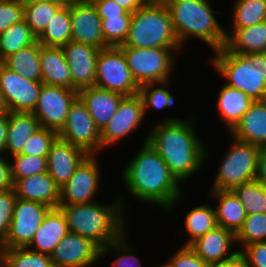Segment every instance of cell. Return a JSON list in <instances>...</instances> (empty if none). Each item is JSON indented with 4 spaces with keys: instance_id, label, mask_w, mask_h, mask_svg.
I'll return each instance as SVG.
<instances>
[{
    "instance_id": "6da1fadb",
    "label": "cell",
    "mask_w": 266,
    "mask_h": 267,
    "mask_svg": "<svg viewBox=\"0 0 266 267\" xmlns=\"http://www.w3.org/2000/svg\"><path fill=\"white\" fill-rule=\"evenodd\" d=\"M164 118L155 121L145 139L182 185L205 167L210 156L204 141L198 137L193 114L184 120L176 116Z\"/></svg>"
},
{
    "instance_id": "7a4b0ae2",
    "label": "cell",
    "mask_w": 266,
    "mask_h": 267,
    "mask_svg": "<svg viewBox=\"0 0 266 267\" xmlns=\"http://www.w3.org/2000/svg\"><path fill=\"white\" fill-rule=\"evenodd\" d=\"M146 141L144 138L141 148L123 167V187L139 203H149L150 206L171 213L183 199V186L171 174L158 152Z\"/></svg>"
},
{
    "instance_id": "3957f363",
    "label": "cell",
    "mask_w": 266,
    "mask_h": 267,
    "mask_svg": "<svg viewBox=\"0 0 266 267\" xmlns=\"http://www.w3.org/2000/svg\"><path fill=\"white\" fill-rule=\"evenodd\" d=\"M123 197V198H122ZM94 201L59 205L65 215L69 232L90 239L100 249L117 240L128 227L126 199L119 195L109 204Z\"/></svg>"
},
{
    "instance_id": "277c9868",
    "label": "cell",
    "mask_w": 266,
    "mask_h": 267,
    "mask_svg": "<svg viewBox=\"0 0 266 267\" xmlns=\"http://www.w3.org/2000/svg\"><path fill=\"white\" fill-rule=\"evenodd\" d=\"M166 4L179 43L196 38L212 51L226 44V32L214 15L209 0H163Z\"/></svg>"
},
{
    "instance_id": "5b68a950",
    "label": "cell",
    "mask_w": 266,
    "mask_h": 267,
    "mask_svg": "<svg viewBox=\"0 0 266 267\" xmlns=\"http://www.w3.org/2000/svg\"><path fill=\"white\" fill-rule=\"evenodd\" d=\"M120 46L135 48L182 47L163 0H152L133 13L128 35Z\"/></svg>"
},
{
    "instance_id": "8992f818",
    "label": "cell",
    "mask_w": 266,
    "mask_h": 267,
    "mask_svg": "<svg viewBox=\"0 0 266 267\" xmlns=\"http://www.w3.org/2000/svg\"><path fill=\"white\" fill-rule=\"evenodd\" d=\"M134 80L139 86L170 81L176 68L177 54L183 47L135 48L120 46ZM176 56V57H175ZM175 67V68H174Z\"/></svg>"
},
{
    "instance_id": "52a82bcc",
    "label": "cell",
    "mask_w": 266,
    "mask_h": 267,
    "mask_svg": "<svg viewBox=\"0 0 266 267\" xmlns=\"http://www.w3.org/2000/svg\"><path fill=\"white\" fill-rule=\"evenodd\" d=\"M231 144L219 162L218 171L208 190H232L257 178L260 147L230 136Z\"/></svg>"
},
{
    "instance_id": "ba28073f",
    "label": "cell",
    "mask_w": 266,
    "mask_h": 267,
    "mask_svg": "<svg viewBox=\"0 0 266 267\" xmlns=\"http://www.w3.org/2000/svg\"><path fill=\"white\" fill-rule=\"evenodd\" d=\"M213 52L214 57H209L210 68L226 79L224 84L241 90L254 101L266 100L265 77L259 69L251 66L241 55L231 53L224 47Z\"/></svg>"
},
{
    "instance_id": "9c48e42d",
    "label": "cell",
    "mask_w": 266,
    "mask_h": 267,
    "mask_svg": "<svg viewBox=\"0 0 266 267\" xmlns=\"http://www.w3.org/2000/svg\"><path fill=\"white\" fill-rule=\"evenodd\" d=\"M95 86L124 96L139 93L140 86L134 80L120 46H109L99 51Z\"/></svg>"
},
{
    "instance_id": "30bf717a",
    "label": "cell",
    "mask_w": 266,
    "mask_h": 267,
    "mask_svg": "<svg viewBox=\"0 0 266 267\" xmlns=\"http://www.w3.org/2000/svg\"><path fill=\"white\" fill-rule=\"evenodd\" d=\"M58 138L84 149L89 155L102 153L100 130L79 97L70 105L66 123L58 132Z\"/></svg>"
},
{
    "instance_id": "8fae6325",
    "label": "cell",
    "mask_w": 266,
    "mask_h": 267,
    "mask_svg": "<svg viewBox=\"0 0 266 267\" xmlns=\"http://www.w3.org/2000/svg\"><path fill=\"white\" fill-rule=\"evenodd\" d=\"M144 118L146 116L140 95L124 96L111 120L100 131L101 151L128 139L144 124Z\"/></svg>"
},
{
    "instance_id": "7c38bea8",
    "label": "cell",
    "mask_w": 266,
    "mask_h": 267,
    "mask_svg": "<svg viewBox=\"0 0 266 267\" xmlns=\"http://www.w3.org/2000/svg\"><path fill=\"white\" fill-rule=\"evenodd\" d=\"M50 209L44 204L17 198L9 231L0 248L27 247Z\"/></svg>"
},
{
    "instance_id": "4fadbf2b",
    "label": "cell",
    "mask_w": 266,
    "mask_h": 267,
    "mask_svg": "<svg viewBox=\"0 0 266 267\" xmlns=\"http://www.w3.org/2000/svg\"><path fill=\"white\" fill-rule=\"evenodd\" d=\"M99 155H89L76 169L67 183L60 189L59 205H73L96 201L99 194L101 168Z\"/></svg>"
},
{
    "instance_id": "5bb4252c",
    "label": "cell",
    "mask_w": 266,
    "mask_h": 267,
    "mask_svg": "<svg viewBox=\"0 0 266 267\" xmlns=\"http://www.w3.org/2000/svg\"><path fill=\"white\" fill-rule=\"evenodd\" d=\"M77 97L76 90L43 83L32 113L41 127L59 132L66 123L70 105Z\"/></svg>"
},
{
    "instance_id": "9a60e30c",
    "label": "cell",
    "mask_w": 266,
    "mask_h": 267,
    "mask_svg": "<svg viewBox=\"0 0 266 267\" xmlns=\"http://www.w3.org/2000/svg\"><path fill=\"white\" fill-rule=\"evenodd\" d=\"M42 85V81L26 79L0 62V90L8 112H33Z\"/></svg>"
},
{
    "instance_id": "2e32d148",
    "label": "cell",
    "mask_w": 266,
    "mask_h": 267,
    "mask_svg": "<svg viewBox=\"0 0 266 267\" xmlns=\"http://www.w3.org/2000/svg\"><path fill=\"white\" fill-rule=\"evenodd\" d=\"M50 259L54 267H93L101 259V249L90 239L69 232L50 254Z\"/></svg>"
},
{
    "instance_id": "e0dca14e",
    "label": "cell",
    "mask_w": 266,
    "mask_h": 267,
    "mask_svg": "<svg viewBox=\"0 0 266 267\" xmlns=\"http://www.w3.org/2000/svg\"><path fill=\"white\" fill-rule=\"evenodd\" d=\"M72 41L98 49L109 47L105 42L101 18L91 1L70 0Z\"/></svg>"
},
{
    "instance_id": "ac0fdd59",
    "label": "cell",
    "mask_w": 266,
    "mask_h": 267,
    "mask_svg": "<svg viewBox=\"0 0 266 267\" xmlns=\"http://www.w3.org/2000/svg\"><path fill=\"white\" fill-rule=\"evenodd\" d=\"M61 48L71 71L73 90L95 86L96 63L101 49L72 40Z\"/></svg>"
},
{
    "instance_id": "d6986e66",
    "label": "cell",
    "mask_w": 266,
    "mask_h": 267,
    "mask_svg": "<svg viewBox=\"0 0 266 267\" xmlns=\"http://www.w3.org/2000/svg\"><path fill=\"white\" fill-rule=\"evenodd\" d=\"M88 156L84 149L57 138L46 157L47 172L61 189Z\"/></svg>"
},
{
    "instance_id": "ffe728a7",
    "label": "cell",
    "mask_w": 266,
    "mask_h": 267,
    "mask_svg": "<svg viewBox=\"0 0 266 267\" xmlns=\"http://www.w3.org/2000/svg\"><path fill=\"white\" fill-rule=\"evenodd\" d=\"M235 245H237L236 235L221 226H216L189 246L209 265L226 261L238 254L239 250Z\"/></svg>"
},
{
    "instance_id": "44dd1931",
    "label": "cell",
    "mask_w": 266,
    "mask_h": 267,
    "mask_svg": "<svg viewBox=\"0 0 266 267\" xmlns=\"http://www.w3.org/2000/svg\"><path fill=\"white\" fill-rule=\"evenodd\" d=\"M13 190L17 198L59 208L60 187L48 172L13 180Z\"/></svg>"
},
{
    "instance_id": "7402d4cb",
    "label": "cell",
    "mask_w": 266,
    "mask_h": 267,
    "mask_svg": "<svg viewBox=\"0 0 266 267\" xmlns=\"http://www.w3.org/2000/svg\"><path fill=\"white\" fill-rule=\"evenodd\" d=\"M78 97L86 105L96 126L101 131L115 114L124 95L91 86L79 90Z\"/></svg>"
},
{
    "instance_id": "603a6c76",
    "label": "cell",
    "mask_w": 266,
    "mask_h": 267,
    "mask_svg": "<svg viewBox=\"0 0 266 267\" xmlns=\"http://www.w3.org/2000/svg\"><path fill=\"white\" fill-rule=\"evenodd\" d=\"M68 233L69 229L64 213L60 208H52L45 215L27 247L33 251L50 255Z\"/></svg>"
},
{
    "instance_id": "cb8c5ba5",
    "label": "cell",
    "mask_w": 266,
    "mask_h": 267,
    "mask_svg": "<svg viewBox=\"0 0 266 267\" xmlns=\"http://www.w3.org/2000/svg\"><path fill=\"white\" fill-rule=\"evenodd\" d=\"M229 135L260 148L266 147V100L254 101Z\"/></svg>"
},
{
    "instance_id": "d4e9b609",
    "label": "cell",
    "mask_w": 266,
    "mask_h": 267,
    "mask_svg": "<svg viewBox=\"0 0 266 267\" xmlns=\"http://www.w3.org/2000/svg\"><path fill=\"white\" fill-rule=\"evenodd\" d=\"M208 193V197L217 202L214 206L217 225L236 235L247 216L244 206L232 190H209Z\"/></svg>"
},
{
    "instance_id": "484cf974",
    "label": "cell",
    "mask_w": 266,
    "mask_h": 267,
    "mask_svg": "<svg viewBox=\"0 0 266 267\" xmlns=\"http://www.w3.org/2000/svg\"><path fill=\"white\" fill-rule=\"evenodd\" d=\"M39 58L44 84L73 90L71 71L61 47H46L40 44Z\"/></svg>"
},
{
    "instance_id": "4316f807",
    "label": "cell",
    "mask_w": 266,
    "mask_h": 267,
    "mask_svg": "<svg viewBox=\"0 0 266 267\" xmlns=\"http://www.w3.org/2000/svg\"><path fill=\"white\" fill-rule=\"evenodd\" d=\"M219 90L216 97V111H218L221 123L223 122L230 132L249 110L254 100L241 90L231 88L226 84H223Z\"/></svg>"
},
{
    "instance_id": "83f0119b",
    "label": "cell",
    "mask_w": 266,
    "mask_h": 267,
    "mask_svg": "<svg viewBox=\"0 0 266 267\" xmlns=\"http://www.w3.org/2000/svg\"><path fill=\"white\" fill-rule=\"evenodd\" d=\"M226 44L224 48L234 54H251L266 52V21L253 26L225 29Z\"/></svg>"
},
{
    "instance_id": "f1b7e54d",
    "label": "cell",
    "mask_w": 266,
    "mask_h": 267,
    "mask_svg": "<svg viewBox=\"0 0 266 267\" xmlns=\"http://www.w3.org/2000/svg\"><path fill=\"white\" fill-rule=\"evenodd\" d=\"M40 127L32 112H8V132L5 156L19 154L27 140ZM9 154V155H8Z\"/></svg>"
},
{
    "instance_id": "f546056e",
    "label": "cell",
    "mask_w": 266,
    "mask_h": 267,
    "mask_svg": "<svg viewBox=\"0 0 266 267\" xmlns=\"http://www.w3.org/2000/svg\"><path fill=\"white\" fill-rule=\"evenodd\" d=\"M70 0L54 14L37 41L46 47H62L72 40Z\"/></svg>"
},
{
    "instance_id": "4dcf8cb0",
    "label": "cell",
    "mask_w": 266,
    "mask_h": 267,
    "mask_svg": "<svg viewBox=\"0 0 266 267\" xmlns=\"http://www.w3.org/2000/svg\"><path fill=\"white\" fill-rule=\"evenodd\" d=\"M39 54L40 43L36 41L34 44L9 55L2 63L26 79L42 81Z\"/></svg>"
},
{
    "instance_id": "1f68e13d",
    "label": "cell",
    "mask_w": 266,
    "mask_h": 267,
    "mask_svg": "<svg viewBox=\"0 0 266 267\" xmlns=\"http://www.w3.org/2000/svg\"><path fill=\"white\" fill-rule=\"evenodd\" d=\"M217 225L216 212L209 203L196 205L186 214L184 227L189 237L182 246H189L197 238L205 235Z\"/></svg>"
},
{
    "instance_id": "d6a6232c",
    "label": "cell",
    "mask_w": 266,
    "mask_h": 267,
    "mask_svg": "<svg viewBox=\"0 0 266 267\" xmlns=\"http://www.w3.org/2000/svg\"><path fill=\"white\" fill-rule=\"evenodd\" d=\"M232 4V25L226 29L245 28L266 21V0H234Z\"/></svg>"
},
{
    "instance_id": "836d02e7",
    "label": "cell",
    "mask_w": 266,
    "mask_h": 267,
    "mask_svg": "<svg viewBox=\"0 0 266 267\" xmlns=\"http://www.w3.org/2000/svg\"><path fill=\"white\" fill-rule=\"evenodd\" d=\"M37 41L29 25L23 19L14 23L0 34V62L18 50L28 47Z\"/></svg>"
},
{
    "instance_id": "e575fe53",
    "label": "cell",
    "mask_w": 266,
    "mask_h": 267,
    "mask_svg": "<svg viewBox=\"0 0 266 267\" xmlns=\"http://www.w3.org/2000/svg\"><path fill=\"white\" fill-rule=\"evenodd\" d=\"M232 191L244 206L247 215L266 213V186L257 179L237 185Z\"/></svg>"
},
{
    "instance_id": "d590c367",
    "label": "cell",
    "mask_w": 266,
    "mask_h": 267,
    "mask_svg": "<svg viewBox=\"0 0 266 267\" xmlns=\"http://www.w3.org/2000/svg\"><path fill=\"white\" fill-rule=\"evenodd\" d=\"M172 82L173 81L171 79L166 82L147 83L140 86L138 94L143 101L145 116L148 114L147 112L150 108L155 110H166L167 108L169 109L171 106L175 105L174 103H176V98L173 96V92L171 93L168 90Z\"/></svg>"
},
{
    "instance_id": "8d00e7d4",
    "label": "cell",
    "mask_w": 266,
    "mask_h": 267,
    "mask_svg": "<svg viewBox=\"0 0 266 267\" xmlns=\"http://www.w3.org/2000/svg\"><path fill=\"white\" fill-rule=\"evenodd\" d=\"M2 267H54L50 255L28 247L1 249Z\"/></svg>"
},
{
    "instance_id": "74e56055",
    "label": "cell",
    "mask_w": 266,
    "mask_h": 267,
    "mask_svg": "<svg viewBox=\"0 0 266 267\" xmlns=\"http://www.w3.org/2000/svg\"><path fill=\"white\" fill-rule=\"evenodd\" d=\"M63 4L66 3L34 2L24 4V20L36 37L44 31L54 14Z\"/></svg>"
},
{
    "instance_id": "f35d334b",
    "label": "cell",
    "mask_w": 266,
    "mask_h": 267,
    "mask_svg": "<svg viewBox=\"0 0 266 267\" xmlns=\"http://www.w3.org/2000/svg\"><path fill=\"white\" fill-rule=\"evenodd\" d=\"M127 233L126 230L117 240L101 249V259L109 252L115 253L116 259L112 261L110 267H143L141 259L135 255L136 248L128 241Z\"/></svg>"
},
{
    "instance_id": "ab89813d",
    "label": "cell",
    "mask_w": 266,
    "mask_h": 267,
    "mask_svg": "<svg viewBox=\"0 0 266 267\" xmlns=\"http://www.w3.org/2000/svg\"><path fill=\"white\" fill-rule=\"evenodd\" d=\"M261 241H266V213L247 215L243 226L236 234L237 249L240 251L251 243Z\"/></svg>"
},
{
    "instance_id": "60d3db41",
    "label": "cell",
    "mask_w": 266,
    "mask_h": 267,
    "mask_svg": "<svg viewBox=\"0 0 266 267\" xmlns=\"http://www.w3.org/2000/svg\"><path fill=\"white\" fill-rule=\"evenodd\" d=\"M9 161L13 180L47 172L46 157L16 154L9 157Z\"/></svg>"
},
{
    "instance_id": "b9f144b4",
    "label": "cell",
    "mask_w": 266,
    "mask_h": 267,
    "mask_svg": "<svg viewBox=\"0 0 266 267\" xmlns=\"http://www.w3.org/2000/svg\"><path fill=\"white\" fill-rule=\"evenodd\" d=\"M58 138V132L49 128L39 127L29 137L19 154L47 157L51 145Z\"/></svg>"
},
{
    "instance_id": "7bdbcfd3",
    "label": "cell",
    "mask_w": 266,
    "mask_h": 267,
    "mask_svg": "<svg viewBox=\"0 0 266 267\" xmlns=\"http://www.w3.org/2000/svg\"><path fill=\"white\" fill-rule=\"evenodd\" d=\"M132 17H108L101 20L105 42L109 46H120L127 38Z\"/></svg>"
},
{
    "instance_id": "ee69618b",
    "label": "cell",
    "mask_w": 266,
    "mask_h": 267,
    "mask_svg": "<svg viewBox=\"0 0 266 267\" xmlns=\"http://www.w3.org/2000/svg\"><path fill=\"white\" fill-rule=\"evenodd\" d=\"M23 19L24 3L21 0H0V34Z\"/></svg>"
},
{
    "instance_id": "f6af8a7d",
    "label": "cell",
    "mask_w": 266,
    "mask_h": 267,
    "mask_svg": "<svg viewBox=\"0 0 266 267\" xmlns=\"http://www.w3.org/2000/svg\"><path fill=\"white\" fill-rule=\"evenodd\" d=\"M16 199L13 189L0 192V244L9 231Z\"/></svg>"
},
{
    "instance_id": "bcb514c9",
    "label": "cell",
    "mask_w": 266,
    "mask_h": 267,
    "mask_svg": "<svg viewBox=\"0 0 266 267\" xmlns=\"http://www.w3.org/2000/svg\"><path fill=\"white\" fill-rule=\"evenodd\" d=\"M176 250L167 260L171 267H209L190 246H181Z\"/></svg>"
},
{
    "instance_id": "7dc6e473",
    "label": "cell",
    "mask_w": 266,
    "mask_h": 267,
    "mask_svg": "<svg viewBox=\"0 0 266 267\" xmlns=\"http://www.w3.org/2000/svg\"><path fill=\"white\" fill-rule=\"evenodd\" d=\"M239 253L248 267H266V241L251 243Z\"/></svg>"
},
{
    "instance_id": "c3c4849f",
    "label": "cell",
    "mask_w": 266,
    "mask_h": 267,
    "mask_svg": "<svg viewBox=\"0 0 266 267\" xmlns=\"http://www.w3.org/2000/svg\"><path fill=\"white\" fill-rule=\"evenodd\" d=\"M101 20L108 17H132L133 14L125 10L113 0H92Z\"/></svg>"
},
{
    "instance_id": "681fc988",
    "label": "cell",
    "mask_w": 266,
    "mask_h": 267,
    "mask_svg": "<svg viewBox=\"0 0 266 267\" xmlns=\"http://www.w3.org/2000/svg\"><path fill=\"white\" fill-rule=\"evenodd\" d=\"M13 189V179L9 158L0 155V192Z\"/></svg>"
},
{
    "instance_id": "f907efd6",
    "label": "cell",
    "mask_w": 266,
    "mask_h": 267,
    "mask_svg": "<svg viewBox=\"0 0 266 267\" xmlns=\"http://www.w3.org/2000/svg\"><path fill=\"white\" fill-rule=\"evenodd\" d=\"M241 56L253 67L259 69L266 82V52L264 53H251L241 54Z\"/></svg>"
},
{
    "instance_id": "816d5d0a",
    "label": "cell",
    "mask_w": 266,
    "mask_h": 267,
    "mask_svg": "<svg viewBox=\"0 0 266 267\" xmlns=\"http://www.w3.org/2000/svg\"><path fill=\"white\" fill-rule=\"evenodd\" d=\"M256 179L266 186V147L261 148L259 152Z\"/></svg>"
},
{
    "instance_id": "f5cc1de1",
    "label": "cell",
    "mask_w": 266,
    "mask_h": 267,
    "mask_svg": "<svg viewBox=\"0 0 266 267\" xmlns=\"http://www.w3.org/2000/svg\"><path fill=\"white\" fill-rule=\"evenodd\" d=\"M209 267H248L244 261V258L240 253L236 254L231 259L222 261L219 263H211Z\"/></svg>"
},
{
    "instance_id": "db71d44e",
    "label": "cell",
    "mask_w": 266,
    "mask_h": 267,
    "mask_svg": "<svg viewBox=\"0 0 266 267\" xmlns=\"http://www.w3.org/2000/svg\"><path fill=\"white\" fill-rule=\"evenodd\" d=\"M8 132V113L0 116V155H5Z\"/></svg>"
},
{
    "instance_id": "11a10c76",
    "label": "cell",
    "mask_w": 266,
    "mask_h": 267,
    "mask_svg": "<svg viewBox=\"0 0 266 267\" xmlns=\"http://www.w3.org/2000/svg\"><path fill=\"white\" fill-rule=\"evenodd\" d=\"M130 13L136 12L141 6L152 0H113Z\"/></svg>"
},
{
    "instance_id": "9f6ffc18",
    "label": "cell",
    "mask_w": 266,
    "mask_h": 267,
    "mask_svg": "<svg viewBox=\"0 0 266 267\" xmlns=\"http://www.w3.org/2000/svg\"><path fill=\"white\" fill-rule=\"evenodd\" d=\"M7 113H8V108H7V105L4 101L3 94L0 90V116L5 115Z\"/></svg>"
},
{
    "instance_id": "6f0895ef",
    "label": "cell",
    "mask_w": 266,
    "mask_h": 267,
    "mask_svg": "<svg viewBox=\"0 0 266 267\" xmlns=\"http://www.w3.org/2000/svg\"><path fill=\"white\" fill-rule=\"evenodd\" d=\"M24 4L34 2H55V3H68L69 0H21Z\"/></svg>"
},
{
    "instance_id": "680465c9",
    "label": "cell",
    "mask_w": 266,
    "mask_h": 267,
    "mask_svg": "<svg viewBox=\"0 0 266 267\" xmlns=\"http://www.w3.org/2000/svg\"><path fill=\"white\" fill-rule=\"evenodd\" d=\"M165 263V264H164ZM164 263H162V265L160 264L159 266H157V267H171L170 266V264L166 261V262H164Z\"/></svg>"
},
{
    "instance_id": "91938a15",
    "label": "cell",
    "mask_w": 266,
    "mask_h": 267,
    "mask_svg": "<svg viewBox=\"0 0 266 267\" xmlns=\"http://www.w3.org/2000/svg\"><path fill=\"white\" fill-rule=\"evenodd\" d=\"M0 267H2V252H1V248H0Z\"/></svg>"
}]
</instances>
